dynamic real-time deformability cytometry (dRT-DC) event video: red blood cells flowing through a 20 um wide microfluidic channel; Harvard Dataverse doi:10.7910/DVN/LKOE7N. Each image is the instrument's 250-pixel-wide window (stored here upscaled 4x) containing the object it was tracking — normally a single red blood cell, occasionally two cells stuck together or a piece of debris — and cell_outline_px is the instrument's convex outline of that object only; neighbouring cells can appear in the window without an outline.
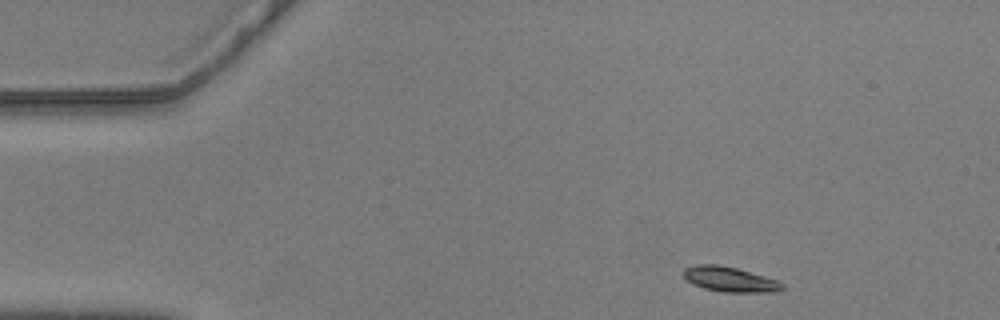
{"species": "common noctule bat (a hibernating species)", "species_latin": "Nyctalus noctula", "temperature_condition": "warm", "stored_images_in_passage": 50, "camera_frame_rate_fps": 3000, "um_per_image_px": 0.085, "animal": {"sex": "male", "body_mass_g": 20.5, "forearm_length_mm": 52.5}, "frame": {"image": 1, "passage_image": 1, "time_ms": 0.0, "image_size_px": [1000, 320], "cell_outline_px": [[784, 288], [776, 292], [724, 292], [704, 288], [692, 284], [684, 276], [684, 268], [696, 264], [716, 264], [736, 268], [764, 276], [776, 280], [784, 284]], "centroid_in_image_um": [62.03, 23.74], "position_along_channel_um": 23.0, "area_um2": 14.28}}
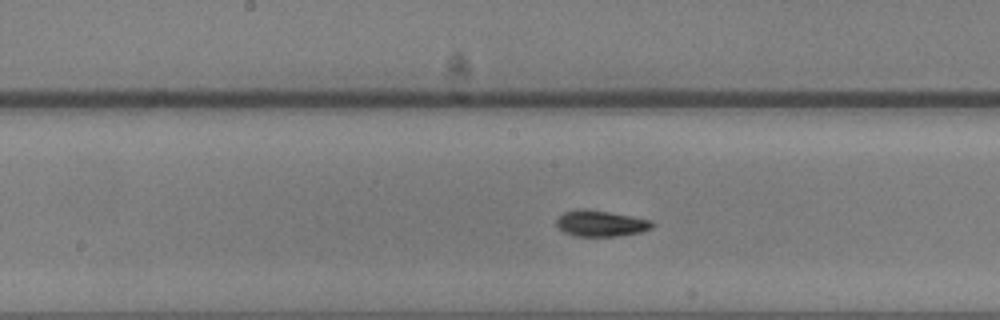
{"frame": {"image": 2, "passage_image": 22, "time_ms": 7.0, "image_size_px": [1000, 320], "cell_outline_px": [[656, 224], [652, 228], [640, 232], [616, 236], [576, 236], [564, 232], [556, 224], [556, 220], [564, 212], [580, 208], [584, 208], [608, 212], [652, 220]], "centroid_in_image_um": [51.08, 18.99], "position_along_channel_um": 197.1, "area_um2": 14.45}}
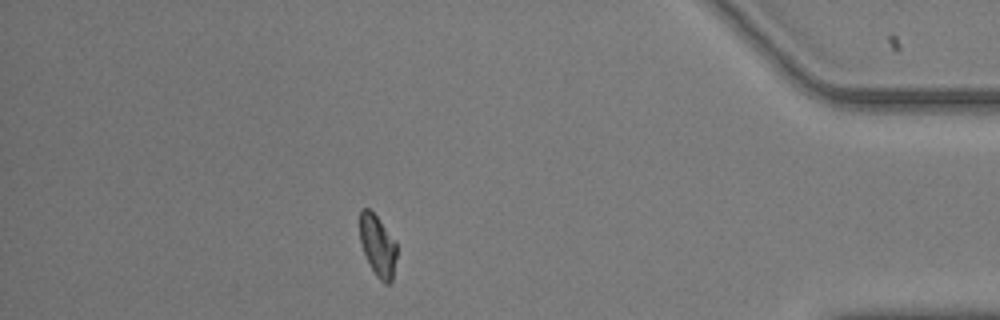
{"frame": {"image": 3, "passage_image": 43, "time_ms": 14.0, "image_size_px": [1000, 320], "cell_outline_px": [[396, 256], [392, 280], [388, 284], [384, 284], [376, 276], [360, 244], [360, 208], [368, 208], [376, 216], [396, 240]], "centroid_in_image_um": [32.11, 20.88], "position_along_channel_um": 403.1, "area_um2": 13.12}, "authors_computed_cell_mechanics": {"area_um2": 14.0743, "velocity_mm_per_s": 3.562, "shape_relaxation_time_tau1_ms": 3.9456, "shape_relaxation_time_tau2_ms": 1.7784, "deformation_change_tau1": 0.114, "deformation_change_tau2": 0.0464}}